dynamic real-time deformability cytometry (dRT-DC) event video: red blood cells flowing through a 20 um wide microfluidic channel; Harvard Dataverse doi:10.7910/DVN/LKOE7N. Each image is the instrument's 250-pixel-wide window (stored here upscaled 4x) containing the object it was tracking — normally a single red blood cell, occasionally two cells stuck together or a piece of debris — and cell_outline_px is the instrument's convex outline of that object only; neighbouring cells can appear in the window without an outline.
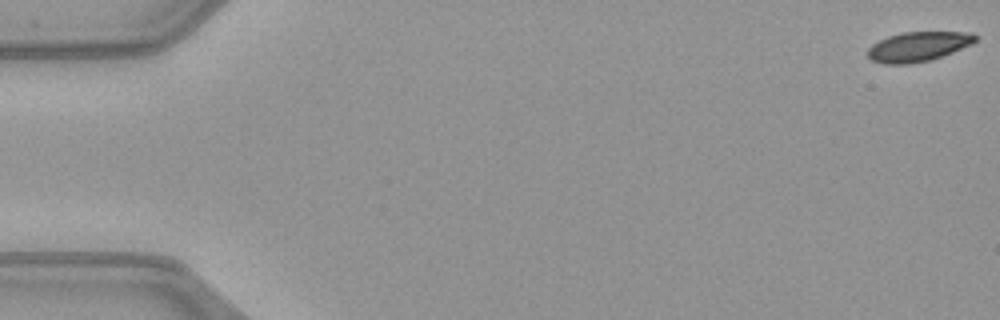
{"species": "common noctule bat (a hibernating species)", "species_latin": "Nyctalus noctula", "temperature_condition": "warm", "stored_images_in_passage": 52, "camera_frame_rate_fps": 3000, "um_per_image_px": 0.085, "animal": {"sex": "female", "body_mass_g": 21.9}, "frame": {"image": 1, "passage_image": 1, "time_ms": 0.0, "image_size_px": [1000, 320], "cell_outline_px": [[976, 40], [972, 44], [932, 60], [908, 64], [884, 64], [872, 60], [868, 56], [868, 48], [872, 44], [888, 36], [904, 32], [972, 32], [976, 36]], "centroid_in_image_um": [78.04, 3.96], "position_along_channel_um": 7.0, "area_um2": 18.55}}
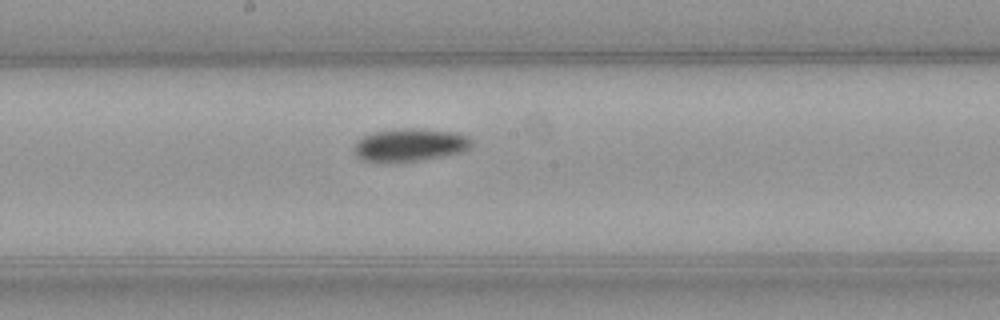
{"frame": {"image": 2, "passage_image": 28, "time_ms": 9.0, "image_size_px": [1000, 320], "cell_outline_px": [[472, 144], [468, 148], [460, 152], [420, 160], [396, 164], [360, 160], [356, 156], [356, 144], [364, 136], [372, 132], [400, 128], [416, 128], [452, 132], [468, 136], [472, 140]], "centroid_in_image_um": [34.81, 12.34], "position_along_channel_um": 213.4, "area_um2": 22.54}}
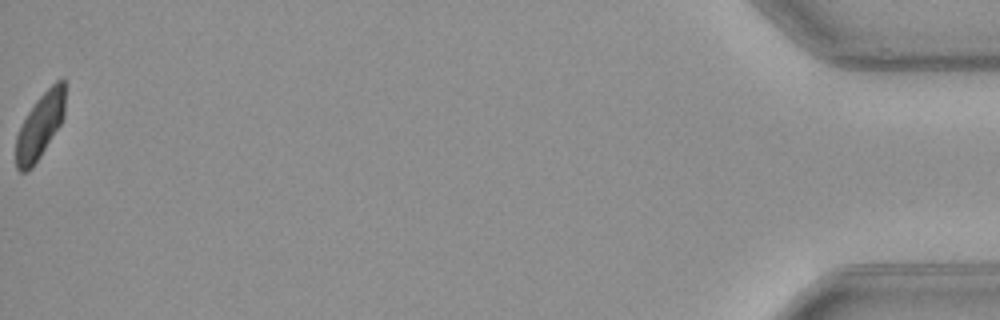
{"frame": {"image": 3, "passage_image": 52, "time_ms": 17.0, "image_size_px": [1000, 320], "cell_outline_px": [[64, 116], [60, 124], [40, 156], [32, 168], [28, 172], [20, 172], [16, 168], [16, 136], [28, 112], [36, 100], [56, 80], [64, 76]], "centroid_in_image_um": [3.39, 10.71], "position_along_channel_um": 431.8, "area_um2": 18.44}, "authors_computed_cell_mechanics": {"area_um2": 20.5479, "velocity_mm_per_s": 4.0411, "shape_relaxation_time_tau1_ms": 3.7733, "shape_relaxation_time_tau2_ms": null, "deformation_change_tau1": 0.1203, "deformation_change_tau2": null}}